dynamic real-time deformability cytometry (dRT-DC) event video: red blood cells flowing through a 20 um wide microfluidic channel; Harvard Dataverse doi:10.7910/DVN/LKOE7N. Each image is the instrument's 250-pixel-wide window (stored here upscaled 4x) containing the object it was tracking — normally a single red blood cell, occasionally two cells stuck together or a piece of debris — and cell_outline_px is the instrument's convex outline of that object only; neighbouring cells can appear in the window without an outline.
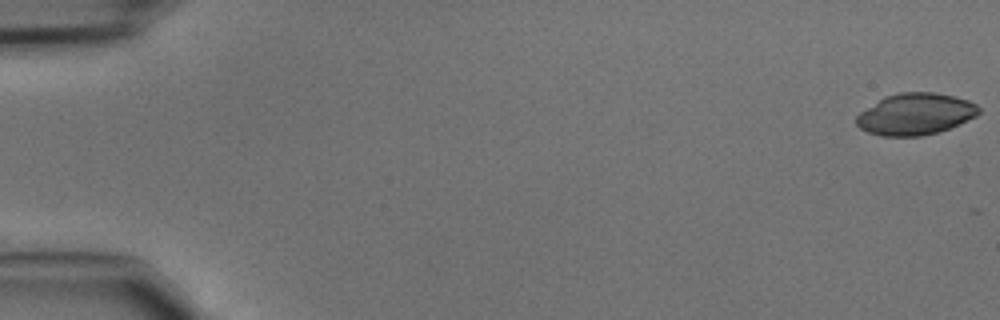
{"species": "common noctule bat (a hibernating species)", "species_latin": "Nyctalus noctula", "temperature_condition": "cold", "stored_images_in_passage": 34, "camera_frame_rate_fps": 3000, "um_per_image_px": 0.085, "animal": {"sex": "male", "body_mass_g": 15.6}, "frame": {"image": 1, "passage_image": 1, "time_ms": 0.0, "image_size_px": [1000, 320], "cell_outline_px": [[980, 112], [976, 116], [940, 132], [920, 136], [880, 136], [868, 132], [860, 128], [856, 124], [856, 116], [860, 112], [884, 96], [900, 92], [936, 92], [968, 100], [976, 104], [980, 108]], "centroid_in_image_um": [77.8, 9.7], "position_along_channel_um": 7.2, "area_um2": 29.71}}
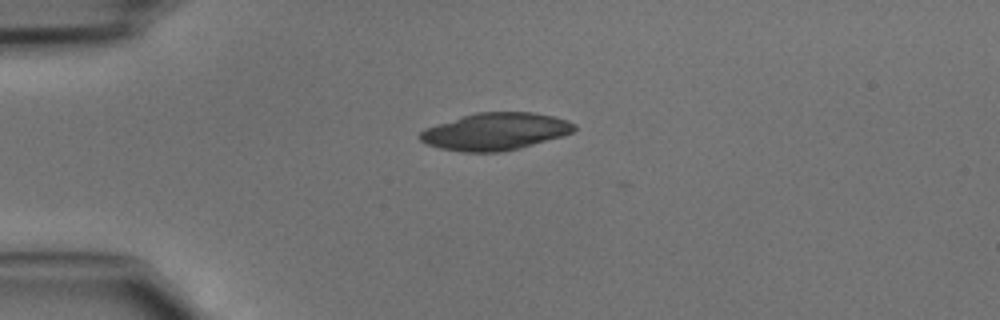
{"frame": {"image": 2, "passage_image": 12, "time_ms": 3.667, "image_size_px": [1000, 320], "cell_outline_px": [[576, 128], [572, 132], [564, 136], [520, 148], [500, 152], [464, 152], [440, 148], [428, 144], [420, 140], [416, 136], [424, 128], [476, 112], [532, 112], [552, 116], [568, 120], [576, 124]], "centroid_in_image_um": [42.11, 11.18], "position_along_channel_um": 42.9, "area_um2": 33.52}}